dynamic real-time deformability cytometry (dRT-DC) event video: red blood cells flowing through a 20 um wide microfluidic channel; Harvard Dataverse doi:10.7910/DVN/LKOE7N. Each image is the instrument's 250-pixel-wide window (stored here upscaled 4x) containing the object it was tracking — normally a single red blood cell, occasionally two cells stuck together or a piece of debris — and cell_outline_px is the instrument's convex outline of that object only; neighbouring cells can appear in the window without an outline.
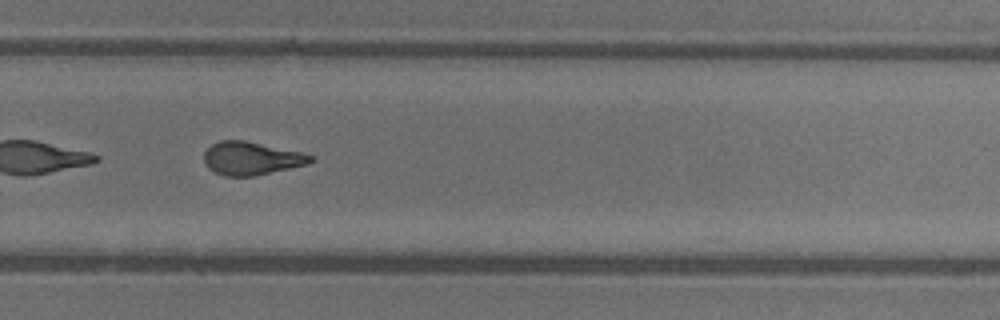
{"species": "common noctule bat (a hibernating species)", "species_latin": "Nyctalus noctula", "temperature_condition": "warm", "stored_images_in_passage": 33, "camera_frame_rate_fps": 3000, "um_per_image_px": 0.085, "animal": {"sex": "female"}, "frame": {"image": 1, "passage_image": 19, "time_ms": 6.0, "image_size_px": [1000, 320], "cell_outline_px": [[312, 160], [308, 164], [256, 176], [224, 176], [208, 168], [204, 164], [204, 152], [212, 144], [220, 140], [244, 140], [304, 152], [312, 156]], "centroid_in_image_um": [21.36, 13.46], "position_along_channel_um": 308.4, "area_um2": 20.69}, "authors_computed_cell_mechanics": {"area_um2": 20.6924, "velocity_mm_per_s": 4.4223, "shape_relaxation_time_tau1_ms": 4.3956, "shape_relaxation_time_tau2_ms": 1.262, "deformation_change_tau1": 0.1931, "deformation_change_tau2": 0.0941}}